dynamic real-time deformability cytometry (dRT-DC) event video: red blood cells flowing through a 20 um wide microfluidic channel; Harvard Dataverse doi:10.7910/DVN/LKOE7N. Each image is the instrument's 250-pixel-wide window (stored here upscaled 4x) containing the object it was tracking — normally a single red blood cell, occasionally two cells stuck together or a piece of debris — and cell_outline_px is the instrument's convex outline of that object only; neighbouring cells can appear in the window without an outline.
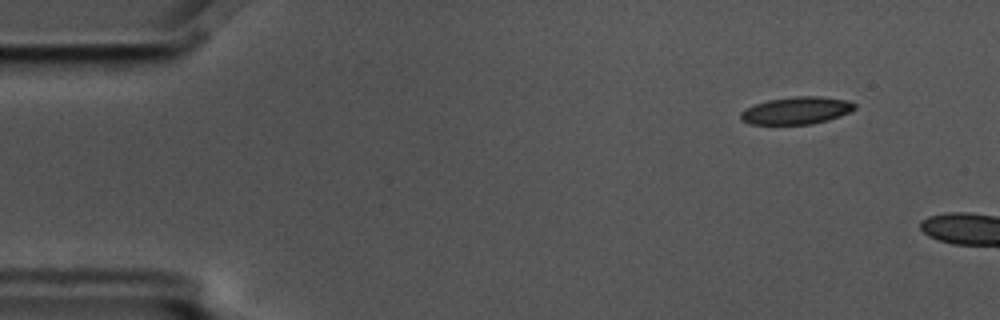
{"species": "common noctule bat (a hibernating species)", "species_latin": "Nyctalus noctula", "temperature_condition": "cold", "stored_images_in_passage": 3, "camera_frame_rate_fps": 3000, "um_per_image_px": 0.085, "animal": {"sex": "male", "body_mass_g": 17.5, "forearm_length_mm": 52.3}, "frame": {"image": 1, "passage_image": 2, "time_ms": 0.333, "image_size_px": [1000, 320], "cell_outline_px": [[856, 108], [840, 116], [828, 120], [812, 124], [748, 124], [740, 120], [740, 112], [744, 108], [768, 100], [796, 96], [820, 96], [848, 100], [856, 104]], "centroid_in_image_um": [67.68, 9.39], "position_along_channel_um": 17.3, "area_um2": 18.26}}